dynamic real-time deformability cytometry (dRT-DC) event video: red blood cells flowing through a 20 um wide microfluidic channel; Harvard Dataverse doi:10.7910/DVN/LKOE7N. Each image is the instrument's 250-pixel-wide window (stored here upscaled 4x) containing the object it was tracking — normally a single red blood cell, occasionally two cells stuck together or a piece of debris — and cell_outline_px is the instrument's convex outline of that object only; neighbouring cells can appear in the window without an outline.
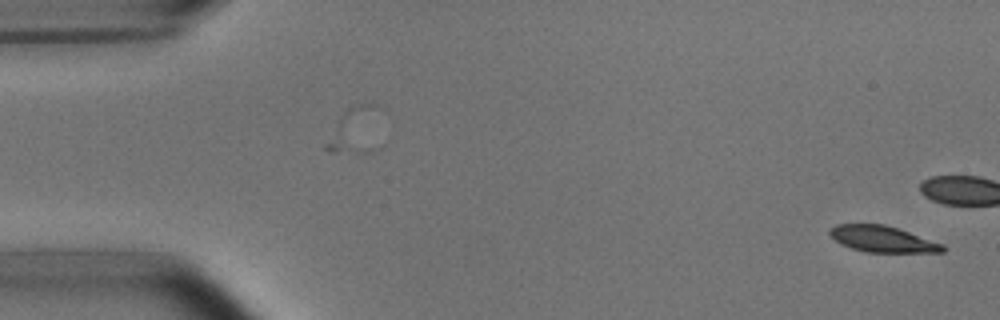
{"species": "common noctule bat (a hibernating species)", "species_latin": "Nyctalus noctula", "temperature_condition": "room temperature", "stored_images_in_passage": 4, "segment_of_instrument_passage": [2, 2], "camera_frame_rate_fps": 3000, "um_per_image_px": 0.085, "animal": {"sex": "male", "body_mass_g": 15.6}, "frame": {"image": 1, "passage_image": 4, "time_ms": 3.333, "image_size_px": [1000, 320], "cell_outline_px": [[944, 252], [868, 252], [852, 248], [840, 244], [828, 232], [836, 224], [884, 224], [944, 244]], "centroid_in_image_um": [75.01, 20.32], "position_along_channel_um": 10.0, "area_um2": 16.94}}